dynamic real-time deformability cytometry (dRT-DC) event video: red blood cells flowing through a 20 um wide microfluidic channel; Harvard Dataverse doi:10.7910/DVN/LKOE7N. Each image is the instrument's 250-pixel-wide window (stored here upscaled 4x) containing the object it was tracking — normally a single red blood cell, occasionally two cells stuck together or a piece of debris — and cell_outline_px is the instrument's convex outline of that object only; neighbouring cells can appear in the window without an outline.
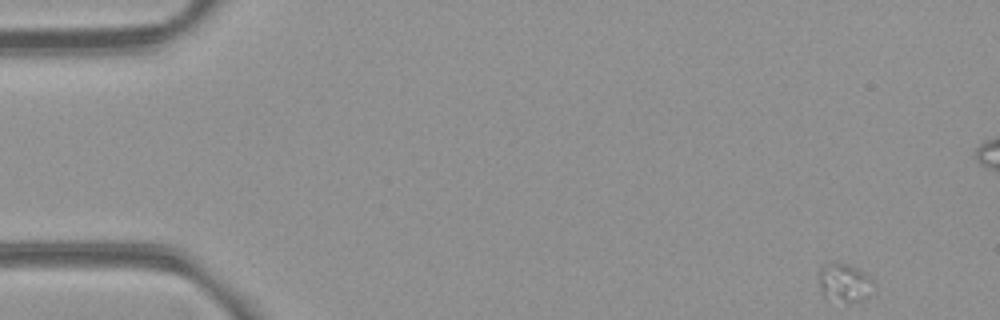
{"species": "common noctule bat (a hibernating species)", "species_latin": "Nyctalus noctula", "temperature_condition": "room temperature", "stored_images_in_passage": 37, "camera_frame_rate_fps": 3000, "um_per_image_px": 0.085, "animal": {"sex": "female", "body_mass_g": 21.9}, "frame": {"image": 1, "passage_image": 1, "time_ms": 0.0, "image_size_px": [1000, 320], "cell_outline_px": [[876, 292], [872, 296], [848, 304], [824, 296], [816, 280], [820, 268], [824, 264], [832, 260], [836, 260], [848, 264], [864, 272], [872, 280]], "centroid_in_image_um": [71.78, 24.01], "position_along_channel_um": 13.2, "area_um2": 13.01}}